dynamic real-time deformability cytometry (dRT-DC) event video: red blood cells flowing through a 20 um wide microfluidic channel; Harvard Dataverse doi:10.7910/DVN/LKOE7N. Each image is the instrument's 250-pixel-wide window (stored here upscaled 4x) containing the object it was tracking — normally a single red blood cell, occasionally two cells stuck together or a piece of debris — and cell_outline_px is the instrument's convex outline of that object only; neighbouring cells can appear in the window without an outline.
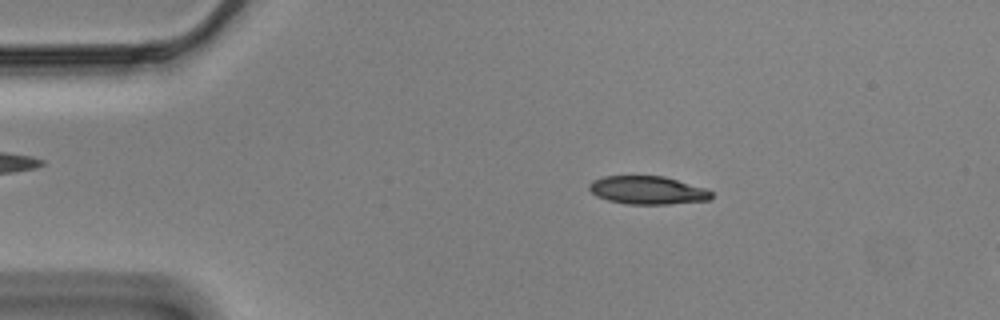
{"species": "Egyptian fruit bat (a non-hibernating species)", "species_latin": "Rousettus aegyptiacus", "temperature_condition": "cold", "stored_images_in_passage": 17, "camera_frame_rate_fps": 3000, "um_per_image_px": 0.085, "animal": {"sex": "male"}, "frame": {"image": 1, "passage_image": 10, "time_ms": 3.0, "image_size_px": [1000, 320], "cell_outline_px": [[712, 196], [708, 200], [668, 204], [628, 204], [608, 200], [596, 196], [588, 188], [588, 184], [592, 180], [604, 176], [664, 176], [708, 188], [712, 192]], "centroid_in_image_um": [55.05, 16.16], "position_along_channel_um": 29.9, "area_um2": 20.17}}